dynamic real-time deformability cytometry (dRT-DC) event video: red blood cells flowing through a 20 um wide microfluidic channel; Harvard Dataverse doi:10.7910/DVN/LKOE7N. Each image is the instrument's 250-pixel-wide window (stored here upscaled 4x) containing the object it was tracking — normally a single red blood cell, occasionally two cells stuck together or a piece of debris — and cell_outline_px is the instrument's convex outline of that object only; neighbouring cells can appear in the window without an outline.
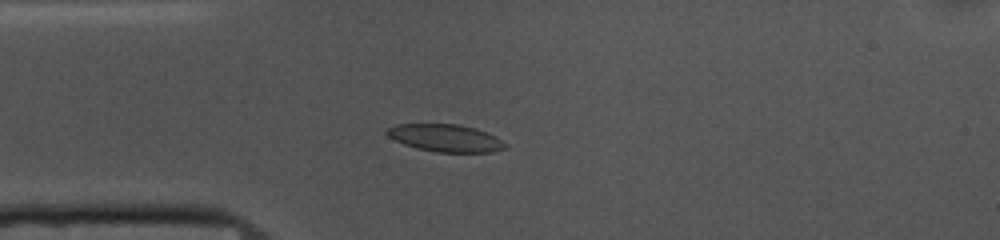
{"species": "common noctule bat (a hibernating species)", "species_latin": "Nyctalus noctula", "temperature_condition": "cold", "stored_images_in_passage": 41, "camera_frame_rate_fps": 3000, "um_per_image_px": 0.085, "animal": {"sex": "female", "body_mass_g": 10.0, "forearm_length_mm": 53.1}, "frame": {"image": 1, "passage_image": 1, "time_ms": 0.0, "image_size_px": [1000, 240], "cell_outline_px": [[504, 148], [492, 152], [436, 152], [416, 148], [404, 144], [388, 136], [384, 132], [388, 128], [396, 124], [460, 124], [476, 128], [496, 136], [504, 144]], "centroid_in_image_um": [37.83, 11.72], "position_along_channel_um": 47.2, "area_um2": 18.79}}
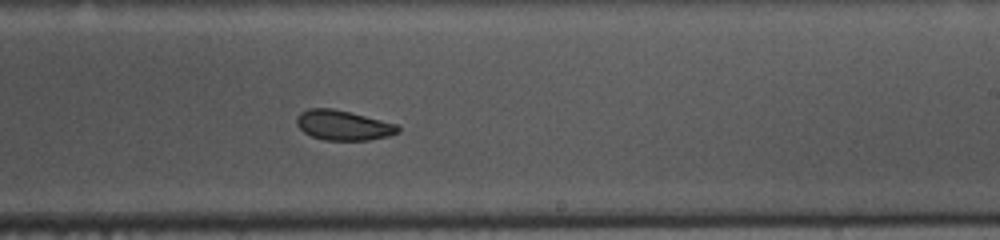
{"frame": {"image": 2, "passage_image": 19, "time_ms": 6.0, "image_size_px": [1000, 240], "cell_outline_px": [[400, 132], [388, 136], [368, 140], [324, 140], [312, 136], [304, 132], [296, 124], [296, 116], [300, 112], [308, 108], [332, 108], [396, 124], [400, 128]], "centroid_in_image_um": [29.14, 10.65], "position_along_channel_um": 259.9, "area_um2": 17.51}}
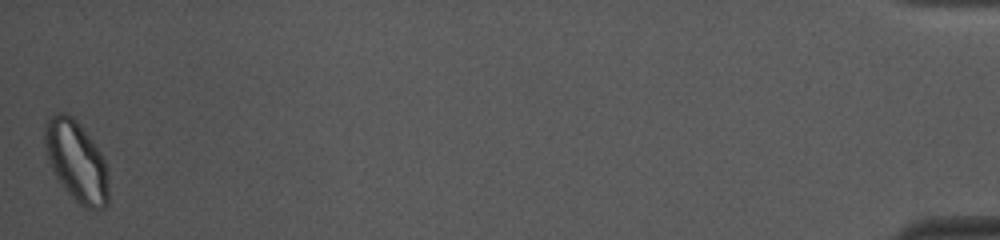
{"frame": {"image": 3, "passage_image": 41, "time_ms": 13.333, "image_size_px": [1000, 240], "cell_outline_px": [[108, 204], [104, 208], [84, 208], [68, 192], [56, 176], [48, 160], [44, 148], [44, 124], [56, 112], [68, 112], [76, 120], [100, 152], [104, 160], [108, 172]], "centroid_in_image_um": [6.48, 13.68], "position_along_channel_um": 428.7, "area_um2": 29.71}, "authors_computed_cell_mechanics": {"area_um2": 18.785, "velocity_mm_per_s": 3.6814, "shape_relaxation_time_tau1_ms": 6.0634, "shape_relaxation_time_tau2_ms": 5.1062, "deformation_change_tau1": 0.1296, "deformation_change_tau2": 0.0877}}